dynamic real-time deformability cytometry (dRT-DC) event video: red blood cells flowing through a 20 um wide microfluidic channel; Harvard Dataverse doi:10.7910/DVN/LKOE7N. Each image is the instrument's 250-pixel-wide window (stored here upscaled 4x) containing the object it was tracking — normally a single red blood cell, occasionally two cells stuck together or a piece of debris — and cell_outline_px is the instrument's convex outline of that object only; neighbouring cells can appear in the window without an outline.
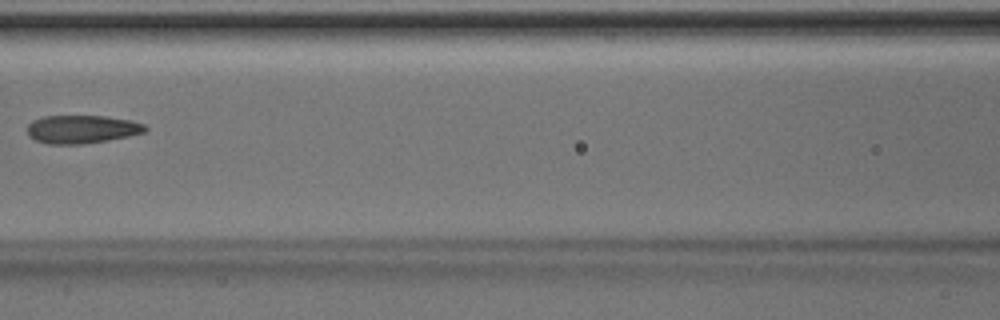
{"species": "Egyptian fruit bat (a non-hibernating species)", "species_latin": "Rousettus aegyptiacus", "temperature_condition": "room temperature", "stored_images_in_passage": 5, "camera_frame_rate_fps": 3000, "um_per_image_px": 0.085, "animal": {"sex": "male"}, "frame": {"image": 1, "passage_image": 4, "time_ms": 1.0, "image_size_px": [1000, 320], "cell_outline_px": [[148, 128], [144, 132], [128, 136], [108, 140], [84, 144], [48, 144], [36, 140], [28, 136], [28, 124], [32, 120], [44, 116], [104, 116], [132, 120], [144, 124]], "centroid_in_image_um": [6.95, 10.98], "position_along_channel_um": 159.6, "area_um2": 19.42}}